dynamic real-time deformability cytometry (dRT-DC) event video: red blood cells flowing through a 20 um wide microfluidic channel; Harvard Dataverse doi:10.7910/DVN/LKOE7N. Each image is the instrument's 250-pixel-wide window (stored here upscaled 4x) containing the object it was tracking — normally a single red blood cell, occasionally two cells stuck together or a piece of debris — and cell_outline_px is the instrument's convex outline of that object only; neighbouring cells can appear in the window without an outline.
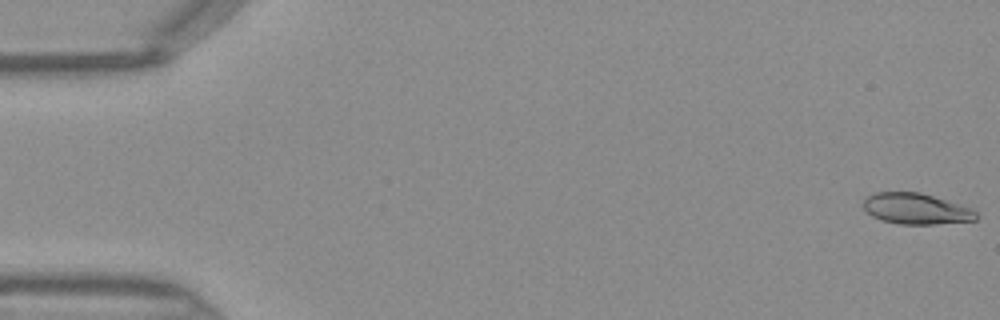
{"species": "Egyptian fruit bat (a non-hibernating species)", "species_latin": "Rousettus aegyptiacus", "temperature_condition": "warm", "stored_images_in_passage": 46, "camera_frame_rate_fps": 3000, "um_per_image_px": 0.085, "frame": {"image": 1, "passage_image": 1, "time_ms": 0.0, "image_size_px": [1000, 320], "cell_outline_px": [[980, 216], [976, 220], [936, 224], [900, 224], [880, 220], [872, 216], [864, 208], [864, 196], [876, 192], [920, 192], [976, 208]], "centroid_in_image_um": [77.93, 17.74], "position_along_channel_um": 7.1, "area_um2": 20.75}}
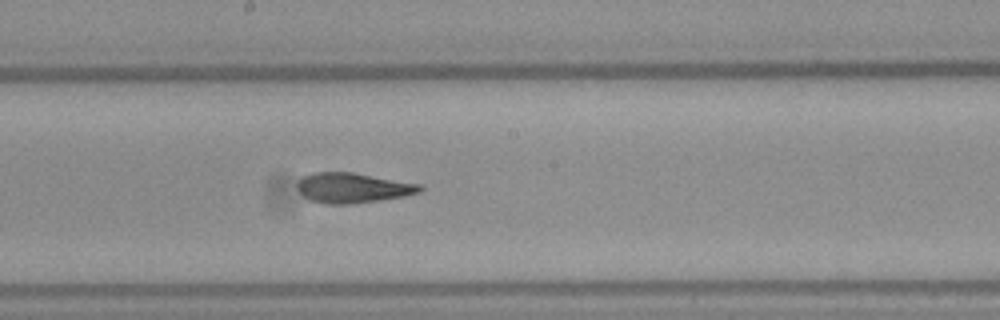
{"frame": {"image": 2, "passage_image": 25, "time_ms": 8.0, "image_size_px": [1000, 320], "cell_outline_px": [[424, 188], [420, 192], [404, 196], [380, 200], [352, 204], [328, 204], [308, 200], [300, 192], [296, 184], [304, 176], [316, 172], [352, 172], [420, 184]], "centroid_in_image_um": [29.98, 15.97], "position_along_channel_um": 218.2, "area_um2": 21.39}}
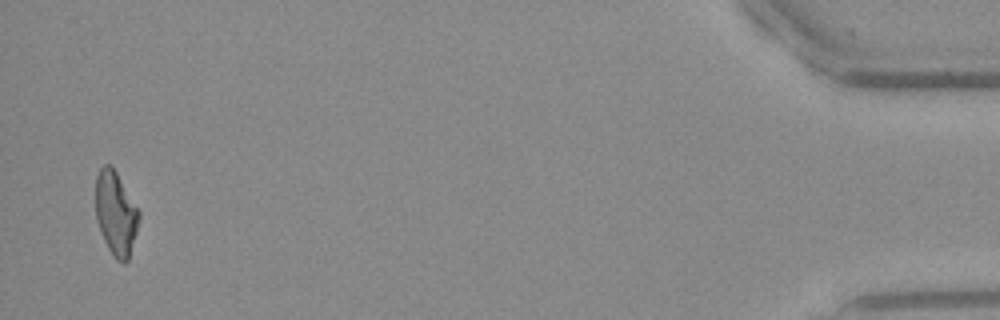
{"frame": {"image": 3, "passage_image": 45, "time_ms": 14.667, "image_size_px": [1000, 320], "cell_outline_px": [[140, 216], [136, 232], [128, 260], [124, 264], [116, 260], [108, 248], [104, 240], [96, 220], [96, 176], [100, 168], [104, 164], [108, 164], [116, 172], [140, 212]], "centroid_in_image_um": [9.83, 18.15], "position_along_channel_um": 425.4, "area_um2": 20.92}}